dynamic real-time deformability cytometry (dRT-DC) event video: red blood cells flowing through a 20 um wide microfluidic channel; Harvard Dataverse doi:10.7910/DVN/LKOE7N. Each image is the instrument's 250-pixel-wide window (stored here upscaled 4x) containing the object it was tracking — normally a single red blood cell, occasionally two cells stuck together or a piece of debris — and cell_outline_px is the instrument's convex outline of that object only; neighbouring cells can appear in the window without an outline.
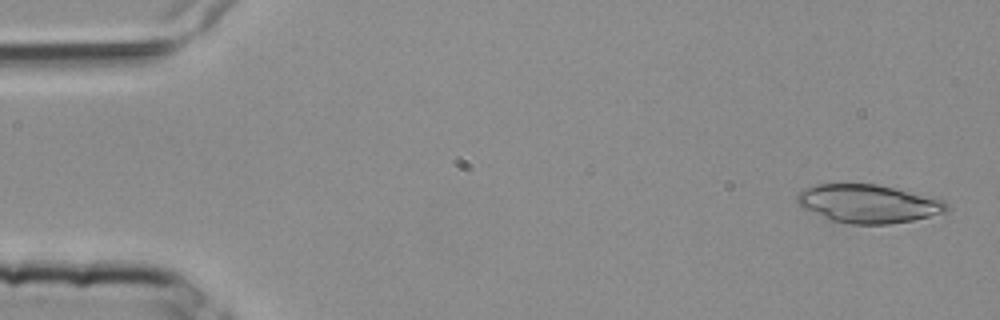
{"species": "common noctule bat (a hibernating species)", "species_latin": "Nyctalus noctula", "temperature_condition": "room temperature", "stored_images_in_passage": 5, "camera_frame_rate_fps": 3000, "um_per_image_px": 0.085, "animal": {"sex": "female", "body_mass_g": 25.1}, "frame": {"image": 1, "passage_image": 1, "time_ms": 0.0, "image_size_px": [1000, 320], "cell_outline_px": [[948, 212], [912, 220], [888, 224], [848, 224], [828, 220], [796, 204], [796, 196], [804, 188], [816, 184], [876, 184], [940, 196], [948, 204]], "centroid_in_image_um": [73.86, 17.3], "position_along_channel_um": 11.1, "area_um2": 34.1}}